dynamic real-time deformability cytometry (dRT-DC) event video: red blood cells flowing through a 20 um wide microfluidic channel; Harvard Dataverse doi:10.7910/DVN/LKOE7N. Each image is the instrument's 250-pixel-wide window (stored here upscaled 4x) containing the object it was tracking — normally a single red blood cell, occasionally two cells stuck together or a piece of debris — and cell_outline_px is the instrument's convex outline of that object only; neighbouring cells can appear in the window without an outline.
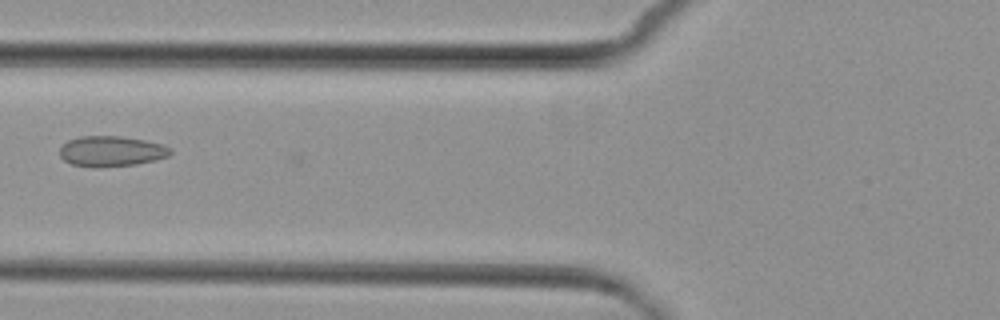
{"species": "common noctule bat (a hibernating species)", "species_latin": "Nyctalus noctula", "temperature_condition": "cold", "stored_images_in_passage": 4, "camera_frame_rate_fps": 3000, "um_per_image_px": 0.085, "animal": {"sex": "female", "body_mass_g": 29.2, "forearm_length_mm": 56.3}, "frame": {"image": 1, "passage_image": 4, "time_ms": 3.667, "image_size_px": [1000, 320], "cell_outline_px": [[172, 152], [168, 156], [156, 160], [136, 164], [100, 168], [92, 168], [72, 164], [64, 160], [60, 156], [60, 148], [68, 140], [80, 136], [120, 136], [144, 140], [164, 144], [172, 148]], "centroid_in_image_um": [9.48, 12.86], "position_along_channel_um": 116.3, "area_um2": 19.88}}